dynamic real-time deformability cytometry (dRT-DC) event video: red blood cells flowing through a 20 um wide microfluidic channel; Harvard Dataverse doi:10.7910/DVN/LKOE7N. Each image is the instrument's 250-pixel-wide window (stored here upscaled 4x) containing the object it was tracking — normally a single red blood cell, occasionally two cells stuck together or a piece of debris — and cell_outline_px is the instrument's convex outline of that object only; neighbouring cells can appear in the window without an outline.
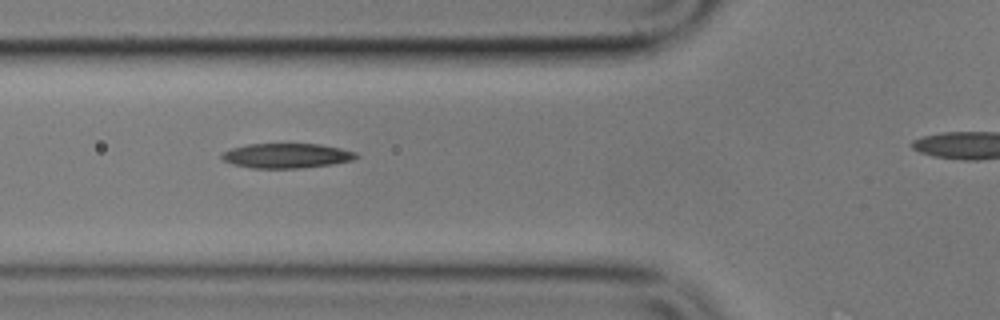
{"species": "common noctule bat (a hibernating species)", "species_latin": "Nyctalus noctula", "temperature_condition": "cold", "stored_images_in_passage": 12, "camera_frame_rate_fps": 3000, "um_per_image_px": 0.085, "animal": {"sex": "male", "body_mass_g": 17.9}, "frame": {"image": 1, "passage_image": 4, "time_ms": 5.0, "image_size_px": [1000, 320], "cell_outline_px": [[360, 156], [352, 160], [332, 164], [300, 168], [252, 168], [232, 164], [224, 160], [220, 156], [224, 152], [232, 148], [248, 144], [320, 144], [340, 148], [356, 152]], "centroid_in_image_um": [24.38, 13.23], "position_along_channel_um": 101.4, "area_um2": 19.31}}
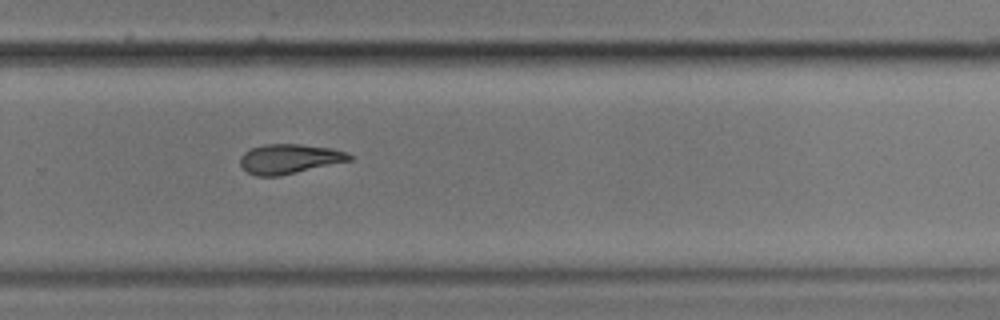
{"frame": {"image": 2, "passage_image": 9, "time_ms": 11.0, "image_size_px": [1000, 320], "cell_outline_px": [[352, 160], [280, 176], [256, 176], [248, 172], [240, 164], [240, 156], [244, 152], [252, 148], [264, 144], [300, 144], [332, 148], [348, 152], [352, 156]], "centroid_in_image_um": [24.61, 13.5], "position_along_channel_um": 305.2, "area_um2": 18.9}}
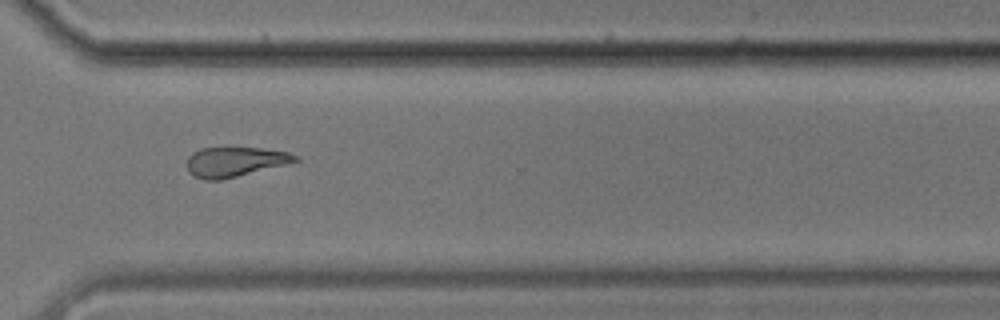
{"frame": {"image": 3, "passage_image": 10, "time_ms": 12.333, "image_size_px": [1000, 320], "cell_outline_px": [[300, 160], [220, 180], [204, 180], [188, 172], [188, 156], [192, 152], [200, 148], [260, 148], [288, 152], [300, 156]], "centroid_in_image_um": [19.95, 13.74], "position_along_channel_um": 350.7, "area_um2": 18.44}}